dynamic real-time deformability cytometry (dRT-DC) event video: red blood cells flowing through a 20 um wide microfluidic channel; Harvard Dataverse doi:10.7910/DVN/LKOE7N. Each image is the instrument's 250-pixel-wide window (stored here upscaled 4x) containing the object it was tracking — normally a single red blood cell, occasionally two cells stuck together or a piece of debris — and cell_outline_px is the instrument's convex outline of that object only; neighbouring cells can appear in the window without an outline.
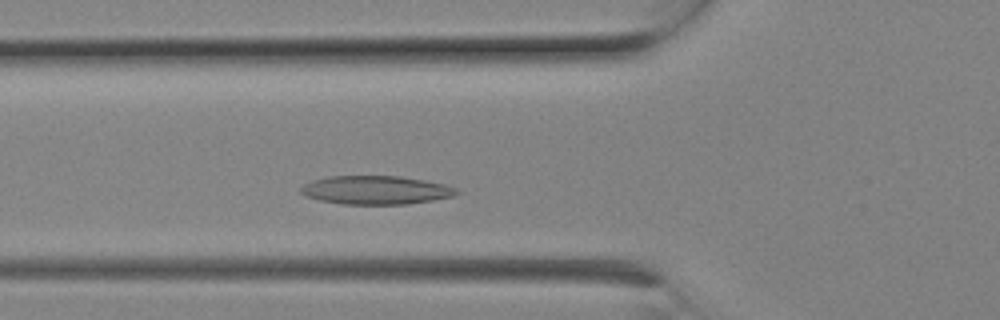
{"species": "Egyptian fruit bat (a non-hibernating species)", "species_latin": "Rousettus aegyptiacus", "temperature_condition": "room temperature", "stored_images_in_passage": 5, "camera_frame_rate_fps": 3000, "um_per_image_px": 0.085, "animal": {"sex": "female"}, "frame": {"image": 1, "passage_image": 5, "time_ms": 1.333, "image_size_px": [1000, 320], "cell_outline_px": [[460, 192], [452, 196], [432, 200], [408, 204], [340, 204], [320, 200], [304, 196], [300, 192], [300, 188], [304, 184], [312, 180], [328, 176], [400, 176], [424, 180], [444, 184], [456, 188]], "centroid_in_image_um": [31.91, 16.15], "position_along_channel_um": 93.9, "area_um2": 25.95}}